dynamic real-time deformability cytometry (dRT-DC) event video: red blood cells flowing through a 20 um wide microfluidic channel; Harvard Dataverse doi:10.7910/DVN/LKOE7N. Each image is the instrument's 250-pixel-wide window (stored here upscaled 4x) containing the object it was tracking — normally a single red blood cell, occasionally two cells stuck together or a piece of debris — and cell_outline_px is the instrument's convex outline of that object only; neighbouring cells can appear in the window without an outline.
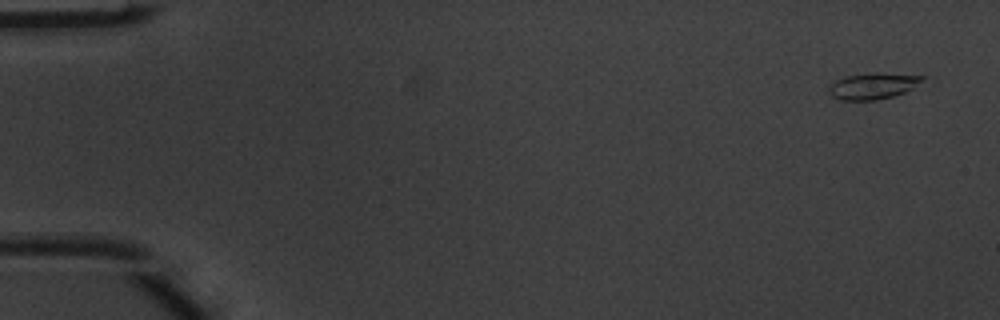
{"species": "common noctule bat (a hibernating species)", "species_latin": "Nyctalus noctula", "temperature_condition": "warm", "stored_images_in_passage": 8, "camera_frame_rate_fps": 3000, "um_per_image_px": 0.085, "animal": {"sex": "male", "body_mass_g": 20.1, "forearm_length_mm": 53.5}, "frame": {"image": 1, "passage_image": 1, "time_ms": 0.0, "image_size_px": [1000, 320], "cell_outline_px": [[928, 76], [912, 88], [904, 92], [892, 96], [876, 100], [840, 100], [832, 96], [828, 92], [828, 88], [836, 80], [848, 76]], "centroid_in_image_um": [74.12, 7.39], "position_along_channel_um": 10.9, "area_um2": 13.01}}
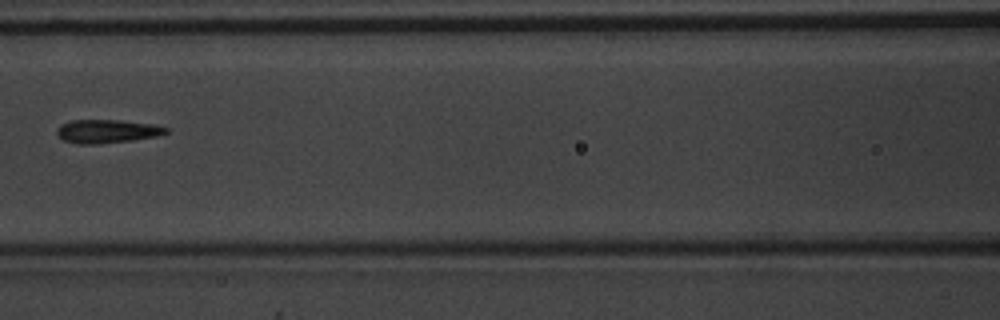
{"frame": {"image": 2, "passage_image": 7, "time_ms": 2.0, "image_size_px": [1000, 320], "cell_outline_px": [[172, 128], [168, 132], [156, 136], [132, 140], [100, 144], [76, 144], [64, 140], [56, 136], [56, 128], [60, 124], [72, 120], [120, 120], [152, 124]], "centroid_in_image_um": [9.07, 11.16], "position_along_channel_um": 157.5, "area_um2": 15.14}}
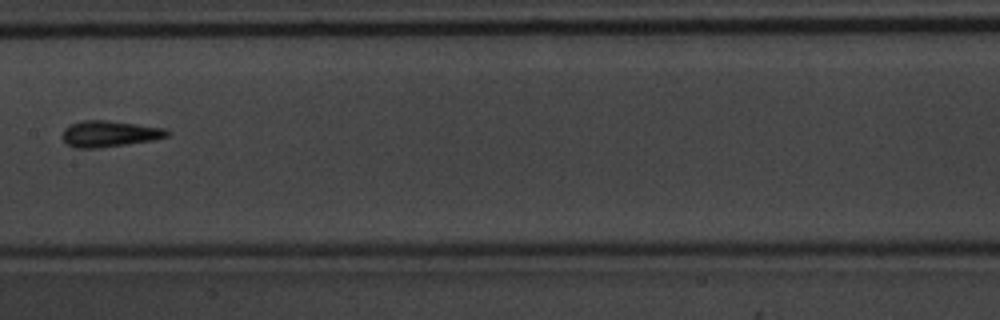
{"frame": {"image": 3, "passage_image": 8, "time_ms": 2.333, "image_size_px": [1000, 320], "cell_outline_px": [[172, 132], [168, 136], [152, 140], [96, 148], [76, 148], [68, 144], [60, 136], [64, 128], [72, 124], [84, 120], [108, 120], [164, 128]], "centroid_in_image_um": [9.29, 11.36], "position_along_channel_um": 198.1, "area_um2": 15.84}}